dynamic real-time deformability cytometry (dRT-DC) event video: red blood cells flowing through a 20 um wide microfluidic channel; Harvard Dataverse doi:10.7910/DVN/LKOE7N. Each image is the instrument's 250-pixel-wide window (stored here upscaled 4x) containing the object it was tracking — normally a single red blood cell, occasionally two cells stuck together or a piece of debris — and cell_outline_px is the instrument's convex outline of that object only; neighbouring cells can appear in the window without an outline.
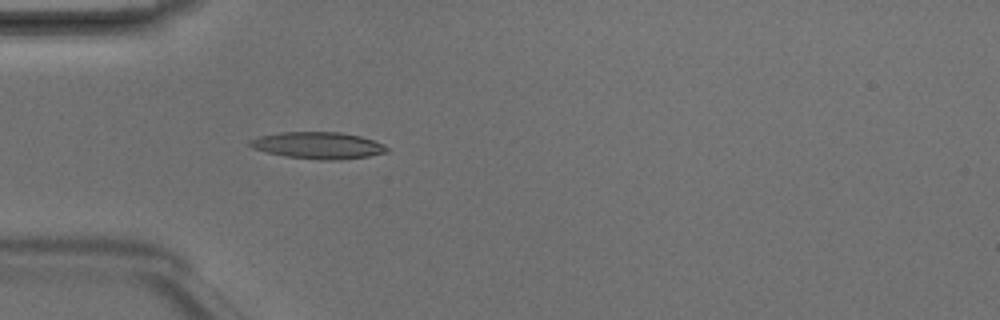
{"species": "Egyptian fruit bat (a non-hibernating species)", "species_latin": "Rousettus aegyptiacus", "temperature_condition": "room temperature", "stored_images_in_passage": 2, "camera_frame_rate_fps": 3000, "um_per_image_px": 0.085, "animal": {"sex": "male"}, "frame": {"image": 1, "passage_image": 2, "time_ms": 0.333, "image_size_px": [1000, 320], "cell_outline_px": [[388, 152], [368, 156], [340, 160], [320, 160], [284, 156], [252, 148], [248, 144], [248, 140], [260, 136], [280, 132], [340, 132], [360, 136], [384, 144], [388, 148]], "centroid_in_image_um": [27.03, 12.36], "position_along_channel_um": 58.0, "area_um2": 21.39}}